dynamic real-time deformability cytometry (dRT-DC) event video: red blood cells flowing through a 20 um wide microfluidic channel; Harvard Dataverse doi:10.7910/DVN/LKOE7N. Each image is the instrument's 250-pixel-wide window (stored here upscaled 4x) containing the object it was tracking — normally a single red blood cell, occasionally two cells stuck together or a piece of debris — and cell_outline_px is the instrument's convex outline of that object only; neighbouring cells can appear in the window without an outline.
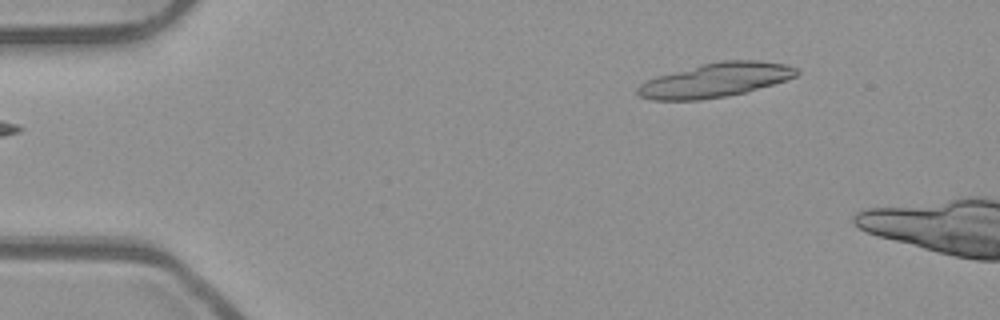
{"species": "common noctule bat (a hibernating species)", "species_latin": "Nyctalus noctula", "temperature_condition": "room temperature", "stored_images_in_passage": 4, "camera_frame_rate_fps": 3000, "um_per_image_px": 0.085, "animal": {"sex": "male", "body_mass_g": 23.1, "forearm_length_mm": 52.7}, "frame": {"image": 1, "passage_image": 1, "time_ms": 0.0, "image_size_px": [1000, 320], "cell_outline_px": [[796, 76], [784, 80], [744, 92], [720, 96], [692, 100], [660, 100], [644, 96], [636, 92], [644, 84], [652, 80], [664, 76], [708, 64], [740, 60], [780, 64], [792, 68], [796, 72]], "centroid_in_image_um": [60.86, 6.84], "position_along_channel_um": 24.1, "area_um2": 28.78}}